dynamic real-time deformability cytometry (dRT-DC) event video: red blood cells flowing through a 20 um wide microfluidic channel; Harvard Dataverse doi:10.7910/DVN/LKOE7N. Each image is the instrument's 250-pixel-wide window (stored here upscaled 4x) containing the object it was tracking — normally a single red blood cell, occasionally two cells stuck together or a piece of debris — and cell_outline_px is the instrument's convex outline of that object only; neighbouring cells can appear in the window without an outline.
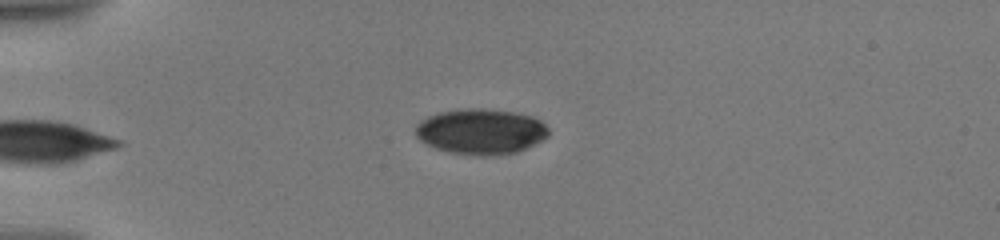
{"species": "human", "species_latin": "Homo sapiens", "temperature_condition": "warm", "stored_images_in_passage": 8, "camera_frame_rate_fps": 3000, "um_per_image_px": 0.085, "donor": {"sex": "male"}, "frame": {"image": 1, "passage_image": 1, "time_ms": 0.0, "image_size_px": [1000, 240], "cell_outline_px": [[548, 136], [516, 152], [496, 156], [472, 156], [452, 152], [436, 148], [420, 140], [416, 136], [416, 124], [420, 120], [428, 116], [440, 112], [460, 108], [484, 108], [512, 112], [532, 116], [540, 120], [548, 128]], "centroid_in_image_um": [40.85, 11.17], "position_along_channel_um": 44.2, "area_um2": 35.26}}